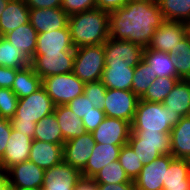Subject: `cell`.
I'll return each instance as SVG.
<instances>
[{"mask_svg":"<svg viewBox=\"0 0 190 190\" xmlns=\"http://www.w3.org/2000/svg\"><path fill=\"white\" fill-rule=\"evenodd\" d=\"M165 21L157 0H129L123 7L109 12V37L146 48L156 28Z\"/></svg>","mask_w":190,"mask_h":190,"instance_id":"1","label":"cell"},{"mask_svg":"<svg viewBox=\"0 0 190 190\" xmlns=\"http://www.w3.org/2000/svg\"><path fill=\"white\" fill-rule=\"evenodd\" d=\"M74 48L104 44L109 38V12L94 8L69 16Z\"/></svg>","mask_w":190,"mask_h":190,"instance_id":"2","label":"cell"},{"mask_svg":"<svg viewBox=\"0 0 190 190\" xmlns=\"http://www.w3.org/2000/svg\"><path fill=\"white\" fill-rule=\"evenodd\" d=\"M55 105L45 89L18 100L16 114L10 119L12 129L33 139L36 123L54 112Z\"/></svg>","mask_w":190,"mask_h":190,"instance_id":"3","label":"cell"},{"mask_svg":"<svg viewBox=\"0 0 190 190\" xmlns=\"http://www.w3.org/2000/svg\"><path fill=\"white\" fill-rule=\"evenodd\" d=\"M177 113L166 109L163 103L138 101L131 130L171 133L172 128L181 120Z\"/></svg>","mask_w":190,"mask_h":190,"instance_id":"4","label":"cell"},{"mask_svg":"<svg viewBox=\"0 0 190 190\" xmlns=\"http://www.w3.org/2000/svg\"><path fill=\"white\" fill-rule=\"evenodd\" d=\"M105 68L104 44L75 48L73 73L84 83L99 81Z\"/></svg>","mask_w":190,"mask_h":190,"instance_id":"5","label":"cell"},{"mask_svg":"<svg viewBox=\"0 0 190 190\" xmlns=\"http://www.w3.org/2000/svg\"><path fill=\"white\" fill-rule=\"evenodd\" d=\"M85 83L71 73L48 76L42 79V87L55 106L67 105L84 92Z\"/></svg>","mask_w":190,"mask_h":190,"instance_id":"6","label":"cell"},{"mask_svg":"<svg viewBox=\"0 0 190 190\" xmlns=\"http://www.w3.org/2000/svg\"><path fill=\"white\" fill-rule=\"evenodd\" d=\"M75 51L34 53L31 66L41 78L73 72Z\"/></svg>","mask_w":190,"mask_h":190,"instance_id":"7","label":"cell"},{"mask_svg":"<svg viewBox=\"0 0 190 190\" xmlns=\"http://www.w3.org/2000/svg\"><path fill=\"white\" fill-rule=\"evenodd\" d=\"M144 47L109 37L104 43L105 65H128L135 68L142 60Z\"/></svg>","mask_w":190,"mask_h":190,"instance_id":"8","label":"cell"},{"mask_svg":"<svg viewBox=\"0 0 190 190\" xmlns=\"http://www.w3.org/2000/svg\"><path fill=\"white\" fill-rule=\"evenodd\" d=\"M139 99L129 90L107 89L103 111L107 117L132 123Z\"/></svg>","mask_w":190,"mask_h":190,"instance_id":"9","label":"cell"},{"mask_svg":"<svg viewBox=\"0 0 190 190\" xmlns=\"http://www.w3.org/2000/svg\"><path fill=\"white\" fill-rule=\"evenodd\" d=\"M44 169L30 160L13 165L6 172L11 189H42Z\"/></svg>","mask_w":190,"mask_h":190,"instance_id":"10","label":"cell"},{"mask_svg":"<svg viewBox=\"0 0 190 190\" xmlns=\"http://www.w3.org/2000/svg\"><path fill=\"white\" fill-rule=\"evenodd\" d=\"M186 36L187 27L185 23L166 20L156 28L148 47L172 54L178 49L180 41Z\"/></svg>","mask_w":190,"mask_h":190,"instance_id":"11","label":"cell"},{"mask_svg":"<svg viewBox=\"0 0 190 190\" xmlns=\"http://www.w3.org/2000/svg\"><path fill=\"white\" fill-rule=\"evenodd\" d=\"M172 155H161L151 163L143 165L139 175L133 180L136 190H163V180Z\"/></svg>","mask_w":190,"mask_h":190,"instance_id":"12","label":"cell"},{"mask_svg":"<svg viewBox=\"0 0 190 190\" xmlns=\"http://www.w3.org/2000/svg\"><path fill=\"white\" fill-rule=\"evenodd\" d=\"M95 144L92 132H85L79 137L66 141L63 145V161L81 172L86 166Z\"/></svg>","mask_w":190,"mask_h":190,"instance_id":"13","label":"cell"},{"mask_svg":"<svg viewBox=\"0 0 190 190\" xmlns=\"http://www.w3.org/2000/svg\"><path fill=\"white\" fill-rule=\"evenodd\" d=\"M131 123L107 117L92 131L95 143L125 145L129 141Z\"/></svg>","mask_w":190,"mask_h":190,"instance_id":"14","label":"cell"},{"mask_svg":"<svg viewBox=\"0 0 190 190\" xmlns=\"http://www.w3.org/2000/svg\"><path fill=\"white\" fill-rule=\"evenodd\" d=\"M32 141L33 139L26 134L12 129L4 155L0 160V171L5 173L13 165L28 160Z\"/></svg>","mask_w":190,"mask_h":190,"instance_id":"15","label":"cell"},{"mask_svg":"<svg viewBox=\"0 0 190 190\" xmlns=\"http://www.w3.org/2000/svg\"><path fill=\"white\" fill-rule=\"evenodd\" d=\"M68 14L61 8L30 9L29 23L37 33L51 32L68 25Z\"/></svg>","mask_w":190,"mask_h":190,"instance_id":"16","label":"cell"},{"mask_svg":"<svg viewBox=\"0 0 190 190\" xmlns=\"http://www.w3.org/2000/svg\"><path fill=\"white\" fill-rule=\"evenodd\" d=\"M81 172L62 161L44 171L42 189H67L75 188Z\"/></svg>","mask_w":190,"mask_h":190,"instance_id":"17","label":"cell"},{"mask_svg":"<svg viewBox=\"0 0 190 190\" xmlns=\"http://www.w3.org/2000/svg\"><path fill=\"white\" fill-rule=\"evenodd\" d=\"M63 145L33 139L28 160L47 170L63 161Z\"/></svg>","mask_w":190,"mask_h":190,"instance_id":"18","label":"cell"},{"mask_svg":"<svg viewBox=\"0 0 190 190\" xmlns=\"http://www.w3.org/2000/svg\"><path fill=\"white\" fill-rule=\"evenodd\" d=\"M60 51H75L68 25L51 32L38 33L35 53H60Z\"/></svg>","mask_w":190,"mask_h":190,"instance_id":"19","label":"cell"},{"mask_svg":"<svg viewBox=\"0 0 190 190\" xmlns=\"http://www.w3.org/2000/svg\"><path fill=\"white\" fill-rule=\"evenodd\" d=\"M122 146L96 143L81 175L93 178L105 165L118 160Z\"/></svg>","mask_w":190,"mask_h":190,"instance_id":"20","label":"cell"},{"mask_svg":"<svg viewBox=\"0 0 190 190\" xmlns=\"http://www.w3.org/2000/svg\"><path fill=\"white\" fill-rule=\"evenodd\" d=\"M30 8L24 0H9L0 15V36L29 22Z\"/></svg>","mask_w":190,"mask_h":190,"instance_id":"21","label":"cell"},{"mask_svg":"<svg viewBox=\"0 0 190 190\" xmlns=\"http://www.w3.org/2000/svg\"><path fill=\"white\" fill-rule=\"evenodd\" d=\"M163 190H190V160L174 158L170 162Z\"/></svg>","mask_w":190,"mask_h":190,"instance_id":"22","label":"cell"},{"mask_svg":"<svg viewBox=\"0 0 190 190\" xmlns=\"http://www.w3.org/2000/svg\"><path fill=\"white\" fill-rule=\"evenodd\" d=\"M37 35V31L28 22L10 31L3 37L6 38L12 46L14 45L18 51H22L31 61L36 51Z\"/></svg>","mask_w":190,"mask_h":190,"instance_id":"23","label":"cell"},{"mask_svg":"<svg viewBox=\"0 0 190 190\" xmlns=\"http://www.w3.org/2000/svg\"><path fill=\"white\" fill-rule=\"evenodd\" d=\"M142 59L151 67V71L157 77L177 78L175 61L171 54L147 46L143 50Z\"/></svg>","mask_w":190,"mask_h":190,"instance_id":"24","label":"cell"},{"mask_svg":"<svg viewBox=\"0 0 190 190\" xmlns=\"http://www.w3.org/2000/svg\"><path fill=\"white\" fill-rule=\"evenodd\" d=\"M134 69L128 65H105L101 81L107 89L131 91Z\"/></svg>","mask_w":190,"mask_h":190,"instance_id":"25","label":"cell"},{"mask_svg":"<svg viewBox=\"0 0 190 190\" xmlns=\"http://www.w3.org/2000/svg\"><path fill=\"white\" fill-rule=\"evenodd\" d=\"M171 155L190 160V115L184 116L171 130Z\"/></svg>","mask_w":190,"mask_h":190,"instance_id":"26","label":"cell"},{"mask_svg":"<svg viewBox=\"0 0 190 190\" xmlns=\"http://www.w3.org/2000/svg\"><path fill=\"white\" fill-rule=\"evenodd\" d=\"M166 109L181 117L190 115V80L180 79L163 102Z\"/></svg>","mask_w":190,"mask_h":190,"instance_id":"27","label":"cell"},{"mask_svg":"<svg viewBox=\"0 0 190 190\" xmlns=\"http://www.w3.org/2000/svg\"><path fill=\"white\" fill-rule=\"evenodd\" d=\"M64 142L84 134L85 128L82 119H79L67 105H57L54 108Z\"/></svg>","mask_w":190,"mask_h":190,"instance_id":"28","label":"cell"},{"mask_svg":"<svg viewBox=\"0 0 190 190\" xmlns=\"http://www.w3.org/2000/svg\"><path fill=\"white\" fill-rule=\"evenodd\" d=\"M42 87V79L34 72L31 65L17 70L11 90L19 99L29 96Z\"/></svg>","mask_w":190,"mask_h":190,"instance_id":"29","label":"cell"},{"mask_svg":"<svg viewBox=\"0 0 190 190\" xmlns=\"http://www.w3.org/2000/svg\"><path fill=\"white\" fill-rule=\"evenodd\" d=\"M128 143L161 146L162 155H171V134L147 130H131Z\"/></svg>","mask_w":190,"mask_h":190,"instance_id":"30","label":"cell"},{"mask_svg":"<svg viewBox=\"0 0 190 190\" xmlns=\"http://www.w3.org/2000/svg\"><path fill=\"white\" fill-rule=\"evenodd\" d=\"M33 139L54 144L65 143L54 112L36 123Z\"/></svg>","mask_w":190,"mask_h":190,"instance_id":"31","label":"cell"},{"mask_svg":"<svg viewBox=\"0 0 190 190\" xmlns=\"http://www.w3.org/2000/svg\"><path fill=\"white\" fill-rule=\"evenodd\" d=\"M167 21L190 22V0H157Z\"/></svg>","mask_w":190,"mask_h":190,"instance_id":"32","label":"cell"},{"mask_svg":"<svg viewBox=\"0 0 190 190\" xmlns=\"http://www.w3.org/2000/svg\"><path fill=\"white\" fill-rule=\"evenodd\" d=\"M31 64L22 51H18L10 42L0 36V66L21 69Z\"/></svg>","mask_w":190,"mask_h":190,"instance_id":"33","label":"cell"},{"mask_svg":"<svg viewBox=\"0 0 190 190\" xmlns=\"http://www.w3.org/2000/svg\"><path fill=\"white\" fill-rule=\"evenodd\" d=\"M179 80V78L157 77L140 100L163 103Z\"/></svg>","mask_w":190,"mask_h":190,"instance_id":"34","label":"cell"},{"mask_svg":"<svg viewBox=\"0 0 190 190\" xmlns=\"http://www.w3.org/2000/svg\"><path fill=\"white\" fill-rule=\"evenodd\" d=\"M156 79L157 75L153 74L151 67L142 59L134 69L131 91L141 98Z\"/></svg>","mask_w":190,"mask_h":190,"instance_id":"35","label":"cell"},{"mask_svg":"<svg viewBox=\"0 0 190 190\" xmlns=\"http://www.w3.org/2000/svg\"><path fill=\"white\" fill-rule=\"evenodd\" d=\"M177 78L190 80V39L188 36L180 41V46L172 54Z\"/></svg>","mask_w":190,"mask_h":190,"instance_id":"36","label":"cell"},{"mask_svg":"<svg viewBox=\"0 0 190 190\" xmlns=\"http://www.w3.org/2000/svg\"><path fill=\"white\" fill-rule=\"evenodd\" d=\"M93 179L97 183H128L132 181L126 174L123 167L120 165L119 161H113L108 165H105L94 177Z\"/></svg>","mask_w":190,"mask_h":190,"instance_id":"37","label":"cell"},{"mask_svg":"<svg viewBox=\"0 0 190 190\" xmlns=\"http://www.w3.org/2000/svg\"><path fill=\"white\" fill-rule=\"evenodd\" d=\"M118 161L131 180H134L143 168L142 161L128 143L121 147Z\"/></svg>","mask_w":190,"mask_h":190,"instance_id":"38","label":"cell"},{"mask_svg":"<svg viewBox=\"0 0 190 190\" xmlns=\"http://www.w3.org/2000/svg\"><path fill=\"white\" fill-rule=\"evenodd\" d=\"M107 88L102 81L87 82L84 85L83 94L91 101L94 108L104 109Z\"/></svg>","mask_w":190,"mask_h":190,"instance_id":"39","label":"cell"},{"mask_svg":"<svg viewBox=\"0 0 190 190\" xmlns=\"http://www.w3.org/2000/svg\"><path fill=\"white\" fill-rule=\"evenodd\" d=\"M18 100L10 88H0V117L10 120L16 114Z\"/></svg>","mask_w":190,"mask_h":190,"instance_id":"40","label":"cell"},{"mask_svg":"<svg viewBox=\"0 0 190 190\" xmlns=\"http://www.w3.org/2000/svg\"><path fill=\"white\" fill-rule=\"evenodd\" d=\"M128 144L133 148L143 165L151 163L153 160L162 155L161 146L139 145V143Z\"/></svg>","mask_w":190,"mask_h":190,"instance_id":"41","label":"cell"},{"mask_svg":"<svg viewBox=\"0 0 190 190\" xmlns=\"http://www.w3.org/2000/svg\"><path fill=\"white\" fill-rule=\"evenodd\" d=\"M94 8H97L95 0H62L61 4V9L67 13L68 16Z\"/></svg>","mask_w":190,"mask_h":190,"instance_id":"42","label":"cell"},{"mask_svg":"<svg viewBox=\"0 0 190 190\" xmlns=\"http://www.w3.org/2000/svg\"><path fill=\"white\" fill-rule=\"evenodd\" d=\"M67 107L72 110L74 114L77 115L79 119H82L86 116L89 112L95 111L93 104L87 97L82 94L72 99L68 104Z\"/></svg>","mask_w":190,"mask_h":190,"instance_id":"43","label":"cell"},{"mask_svg":"<svg viewBox=\"0 0 190 190\" xmlns=\"http://www.w3.org/2000/svg\"><path fill=\"white\" fill-rule=\"evenodd\" d=\"M105 118L106 115L104 111L102 109L95 108V111L89 112L82 118L85 131H94Z\"/></svg>","mask_w":190,"mask_h":190,"instance_id":"44","label":"cell"},{"mask_svg":"<svg viewBox=\"0 0 190 190\" xmlns=\"http://www.w3.org/2000/svg\"><path fill=\"white\" fill-rule=\"evenodd\" d=\"M12 126L9 119L0 117V160L4 155L6 144L10 138Z\"/></svg>","mask_w":190,"mask_h":190,"instance_id":"45","label":"cell"},{"mask_svg":"<svg viewBox=\"0 0 190 190\" xmlns=\"http://www.w3.org/2000/svg\"><path fill=\"white\" fill-rule=\"evenodd\" d=\"M16 68L0 66V88H10L15 80Z\"/></svg>","mask_w":190,"mask_h":190,"instance_id":"46","label":"cell"},{"mask_svg":"<svg viewBox=\"0 0 190 190\" xmlns=\"http://www.w3.org/2000/svg\"><path fill=\"white\" fill-rule=\"evenodd\" d=\"M30 9L61 8L62 0H24Z\"/></svg>","mask_w":190,"mask_h":190,"instance_id":"47","label":"cell"},{"mask_svg":"<svg viewBox=\"0 0 190 190\" xmlns=\"http://www.w3.org/2000/svg\"><path fill=\"white\" fill-rule=\"evenodd\" d=\"M129 0H95L97 8L111 12L123 7Z\"/></svg>","mask_w":190,"mask_h":190,"instance_id":"48","label":"cell"},{"mask_svg":"<svg viewBox=\"0 0 190 190\" xmlns=\"http://www.w3.org/2000/svg\"><path fill=\"white\" fill-rule=\"evenodd\" d=\"M98 190H136L134 181L128 183H117V184H108V183H98Z\"/></svg>","mask_w":190,"mask_h":190,"instance_id":"49","label":"cell"},{"mask_svg":"<svg viewBox=\"0 0 190 190\" xmlns=\"http://www.w3.org/2000/svg\"><path fill=\"white\" fill-rule=\"evenodd\" d=\"M74 190H98V183L91 177L82 176L77 180Z\"/></svg>","mask_w":190,"mask_h":190,"instance_id":"50","label":"cell"},{"mask_svg":"<svg viewBox=\"0 0 190 190\" xmlns=\"http://www.w3.org/2000/svg\"><path fill=\"white\" fill-rule=\"evenodd\" d=\"M0 190H12L8 184V179L2 171H0Z\"/></svg>","mask_w":190,"mask_h":190,"instance_id":"51","label":"cell"},{"mask_svg":"<svg viewBox=\"0 0 190 190\" xmlns=\"http://www.w3.org/2000/svg\"><path fill=\"white\" fill-rule=\"evenodd\" d=\"M8 2L9 0H0V15L2 14V11L5 9Z\"/></svg>","mask_w":190,"mask_h":190,"instance_id":"52","label":"cell"},{"mask_svg":"<svg viewBox=\"0 0 190 190\" xmlns=\"http://www.w3.org/2000/svg\"><path fill=\"white\" fill-rule=\"evenodd\" d=\"M186 27H187V36L190 39V22L186 23Z\"/></svg>","mask_w":190,"mask_h":190,"instance_id":"53","label":"cell"},{"mask_svg":"<svg viewBox=\"0 0 190 190\" xmlns=\"http://www.w3.org/2000/svg\"><path fill=\"white\" fill-rule=\"evenodd\" d=\"M75 188H67V189H41V190H74Z\"/></svg>","mask_w":190,"mask_h":190,"instance_id":"54","label":"cell"},{"mask_svg":"<svg viewBox=\"0 0 190 190\" xmlns=\"http://www.w3.org/2000/svg\"><path fill=\"white\" fill-rule=\"evenodd\" d=\"M12 190H41V189H12Z\"/></svg>","mask_w":190,"mask_h":190,"instance_id":"55","label":"cell"}]
</instances>
